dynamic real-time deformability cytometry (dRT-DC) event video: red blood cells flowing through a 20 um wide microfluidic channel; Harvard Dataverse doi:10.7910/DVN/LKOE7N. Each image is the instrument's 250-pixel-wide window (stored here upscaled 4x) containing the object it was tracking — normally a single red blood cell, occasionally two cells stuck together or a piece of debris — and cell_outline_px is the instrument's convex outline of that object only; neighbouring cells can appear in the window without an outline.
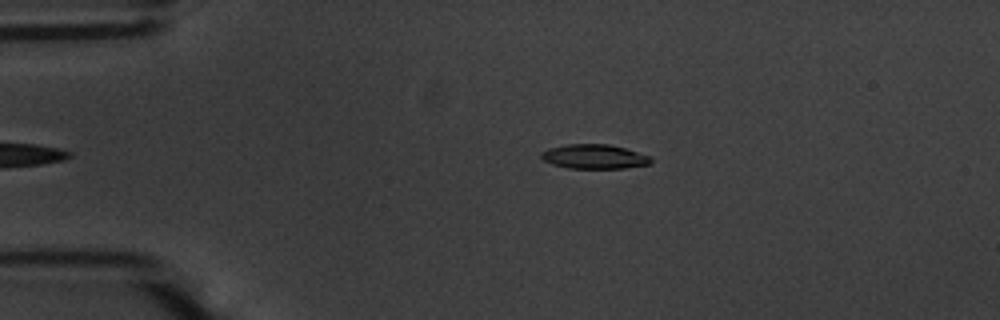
{"species": "common noctule bat (a hibernating species)", "species_latin": "Nyctalus noctula", "temperature_condition": "warm", "stored_images_in_passage": 42, "camera_frame_rate_fps": 3000, "um_per_image_px": 0.085, "animal": {"sex": "male", "body_mass_g": 20.1, "forearm_length_mm": 53.5}, "frame": {"image": 1, "passage_image": 5, "time_ms": 1.333, "image_size_px": [1000, 320], "cell_outline_px": [[652, 164], [624, 168], [568, 168], [552, 164], [544, 160], [540, 156], [540, 152], [548, 148], [568, 144], [608, 144], [624, 148], [652, 156]], "centroid_in_image_um": [50.53, 13.31], "position_along_channel_um": 34.5, "area_um2": 15.66}}
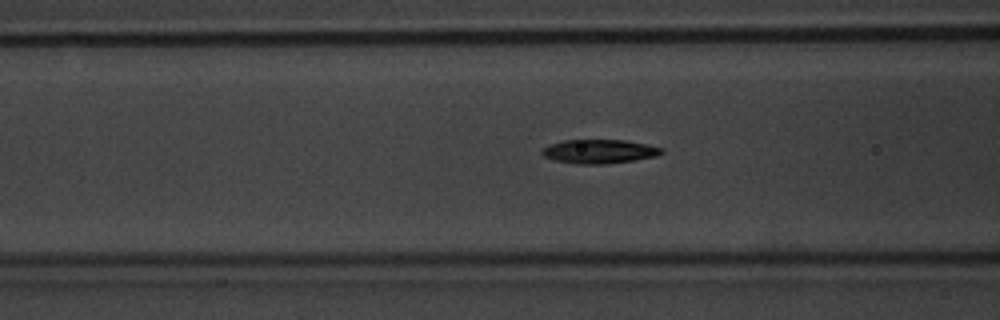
{"frame": {"image": 2, "passage_image": 15, "time_ms": 4.667, "image_size_px": [1000, 320], "cell_outline_px": [[664, 152], [656, 156], [636, 160], [608, 164], [576, 164], [556, 160], [544, 156], [540, 152], [544, 148], [552, 144], [564, 140], [624, 140], [648, 144], [664, 148]], "centroid_in_image_um": [51.0, 12.87], "position_along_channel_um": 115.6, "area_um2": 16.7}}
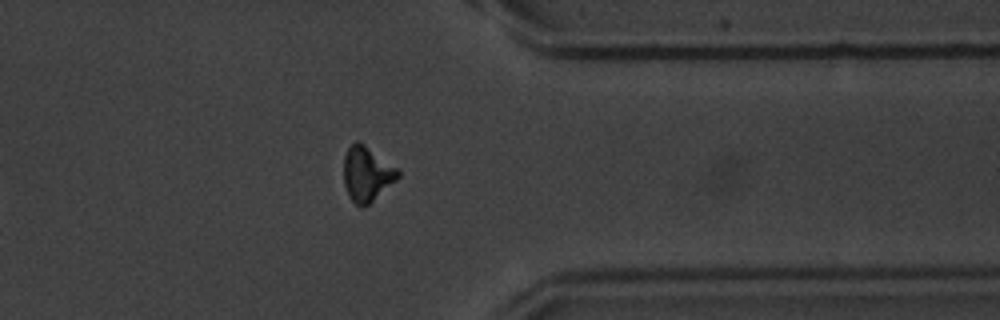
{"frame": {"image": 3, "passage_image": 37, "time_ms": 12.0, "image_size_px": [1000, 320], "cell_outline_px": [[400, 176], [396, 180], [364, 208], [360, 208], [352, 200], [344, 184], [344, 156], [348, 148], [356, 140], [364, 144], [400, 168]], "centroid_in_image_um": [31.21, 14.77], "position_along_channel_um": 380.2, "area_um2": 17.4}, "authors_computed_cell_mechanics": {"area_um2": 16.5308, "velocity_mm_per_s": 3.7062, "shape_relaxation_time_tau1_ms": 3.469, "shape_relaxation_time_tau2_ms": 4.307, "deformation_change_tau1": 0.1572, "deformation_change_tau2": 0.138}}